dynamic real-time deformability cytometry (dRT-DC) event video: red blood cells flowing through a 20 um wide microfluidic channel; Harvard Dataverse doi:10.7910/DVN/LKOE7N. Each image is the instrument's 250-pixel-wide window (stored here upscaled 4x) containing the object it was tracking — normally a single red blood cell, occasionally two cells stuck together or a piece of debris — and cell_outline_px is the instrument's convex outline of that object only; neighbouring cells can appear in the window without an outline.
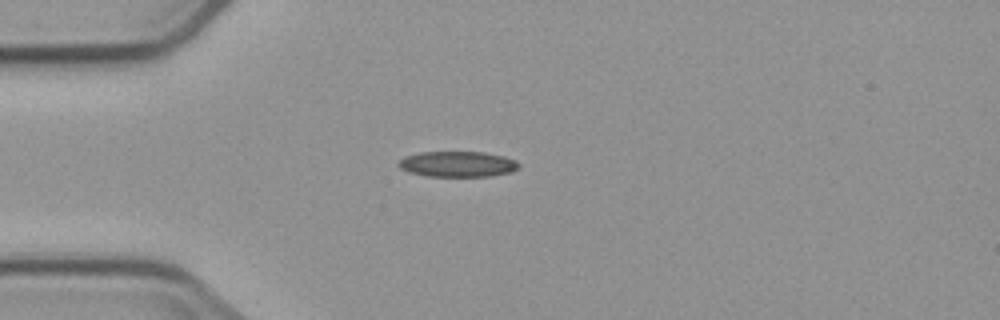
{"species": "common noctule bat (a hibernating species)", "species_latin": "Nyctalus noctula", "temperature_condition": "cold", "stored_images_in_passage": 3, "camera_frame_rate_fps": 3000, "um_per_image_px": 0.085, "animal": {"sex": "male", "body_mass_g": 23.1, "forearm_length_mm": 52.7}, "frame": {"image": 1, "passage_image": 1, "time_ms": 0.0, "image_size_px": [1000, 320], "cell_outline_px": [[520, 168], [512, 172], [488, 176], [428, 176], [408, 172], [400, 168], [396, 164], [404, 156], [420, 152], [484, 152], [504, 156], [516, 160], [520, 164]], "centroid_in_image_um": [38.91, 13.94], "position_along_channel_um": 46.1, "area_um2": 18.09}}
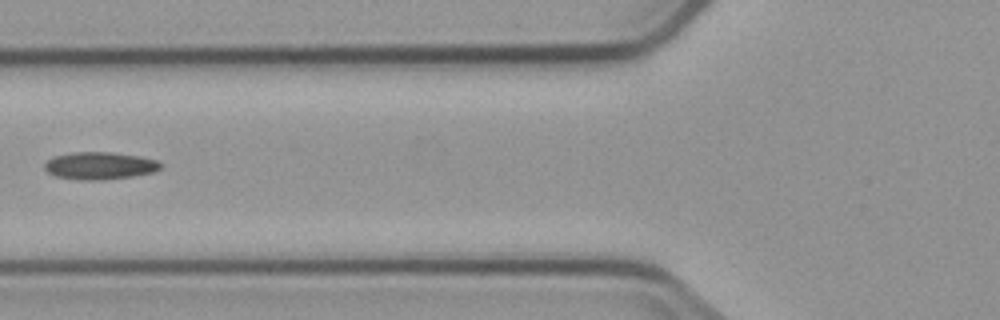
{"frame": {"image": 2, "passage_image": 3, "time_ms": 2.333, "image_size_px": [1000, 320], "cell_outline_px": [[164, 164], [160, 168], [152, 172], [132, 176], [100, 180], [76, 180], [56, 176], [48, 172], [44, 168], [44, 164], [48, 160], [56, 156], [72, 152], [112, 152], [140, 156], [156, 160]], "centroid_in_image_um": [8.48, 14.08], "position_along_channel_um": 117.3, "area_um2": 18.5}}